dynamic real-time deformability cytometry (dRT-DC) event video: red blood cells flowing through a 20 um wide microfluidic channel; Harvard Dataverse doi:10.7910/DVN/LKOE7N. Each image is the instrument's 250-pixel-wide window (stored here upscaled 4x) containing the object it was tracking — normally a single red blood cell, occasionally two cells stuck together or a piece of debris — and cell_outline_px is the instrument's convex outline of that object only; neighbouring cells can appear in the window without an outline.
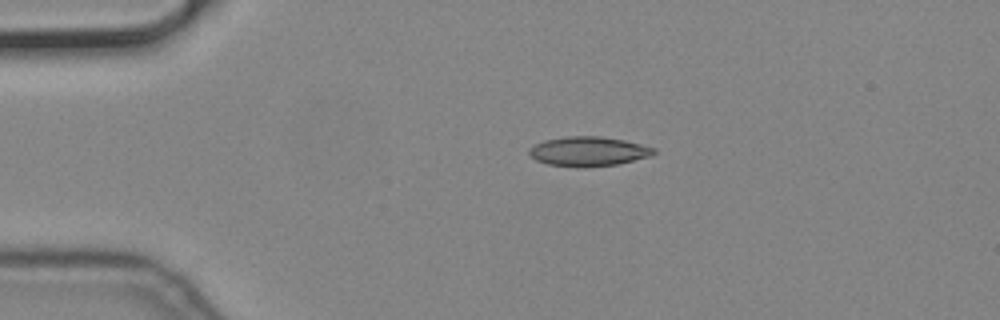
{"species": "common noctule bat (a hibernating species)", "species_latin": "Nyctalus noctula", "temperature_condition": "cold", "stored_images_in_passage": 3, "camera_frame_rate_fps": 3000, "um_per_image_px": 0.085, "animal": {"sex": "male", "body_mass_g": 19.2, "forearm_length_mm": 51.8}, "frame": {"image": 1, "passage_image": 1, "time_ms": 0.0, "image_size_px": [1000, 320], "cell_outline_px": [[656, 152], [652, 156], [620, 164], [584, 168], [576, 168], [548, 164], [536, 160], [528, 152], [528, 148], [544, 140], [564, 136], [600, 136], [624, 140], [656, 148]], "centroid_in_image_um": [50.03, 12.88], "position_along_channel_um": 35.0, "area_um2": 21.79}}
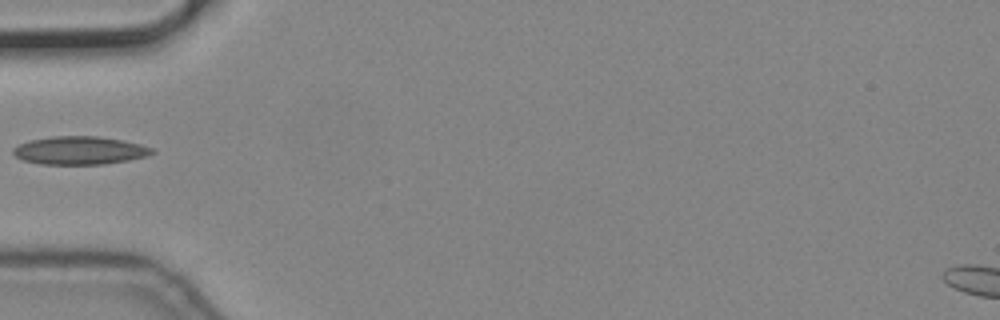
{"frame": {"image": 2, "passage_image": 3, "time_ms": 0.667, "image_size_px": [1000, 320], "cell_outline_px": [[156, 152], [148, 156], [128, 160], [104, 164], [40, 164], [24, 160], [16, 156], [12, 152], [12, 148], [28, 140], [52, 136], [96, 136], [124, 140], [140, 144], [152, 148]], "centroid_in_image_um": [6.78, 12.78], "position_along_channel_um": 78.2, "area_um2": 22.83}}